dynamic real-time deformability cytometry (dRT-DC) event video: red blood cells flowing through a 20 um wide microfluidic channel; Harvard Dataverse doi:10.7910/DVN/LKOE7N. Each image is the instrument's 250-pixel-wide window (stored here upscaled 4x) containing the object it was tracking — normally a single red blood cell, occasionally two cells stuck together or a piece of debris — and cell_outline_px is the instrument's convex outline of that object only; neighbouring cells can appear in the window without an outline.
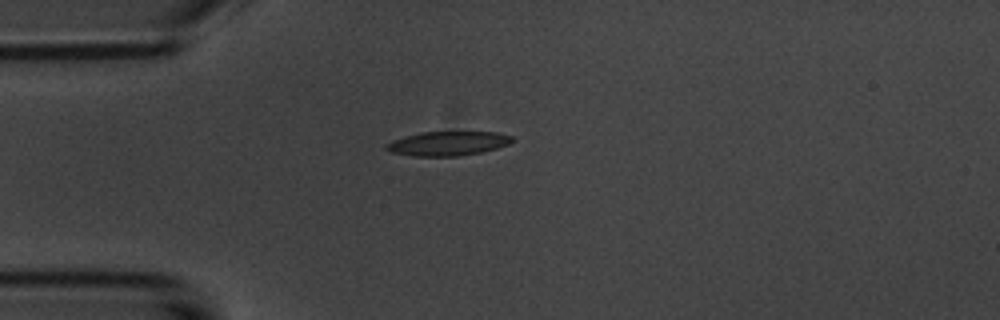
{"species": "common noctule bat (a hibernating species)", "species_latin": "Nyctalus noctula", "temperature_condition": "room temperature", "stored_images_in_passage": 41, "camera_frame_rate_fps": 3000, "um_per_image_px": 0.085, "animal": {"sex": "male", "body_mass_g": 20.1, "forearm_length_mm": 53.5}, "frame": {"image": 1, "passage_image": 1, "time_ms": 0.0, "image_size_px": [1000, 320], "cell_outline_px": [[512, 140], [508, 144], [496, 148], [480, 152], [460, 156], [412, 156], [392, 152], [384, 148], [384, 144], [392, 140], [424, 132], [496, 132], [512, 136]], "centroid_in_image_um": [38.03, 12.2], "position_along_channel_um": 47.0, "area_um2": 17.57}}
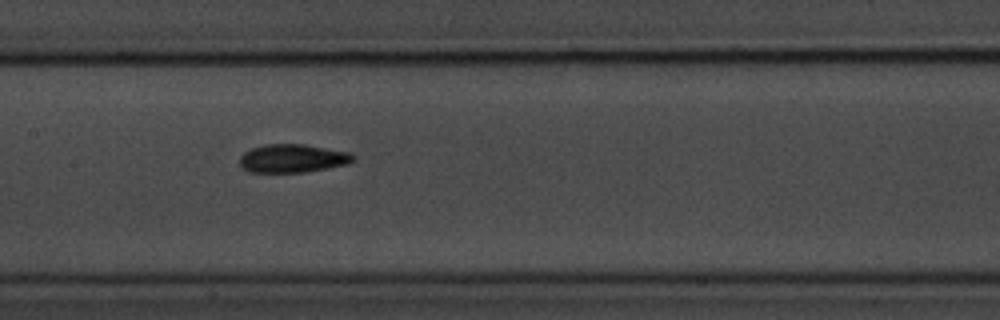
{"frame": {"image": 2, "passage_image": 13, "time_ms": 4.0, "image_size_px": [1000, 320], "cell_outline_px": [[356, 160], [348, 164], [304, 172], [248, 172], [240, 164], [240, 156], [244, 152], [252, 148], [268, 144], [304, 144], [352, 152], [356, 156]], "centroid_in_image_um": [24.93, 13.45], "position_along_channel_um": 182.5, "area_um2": 18.84}}
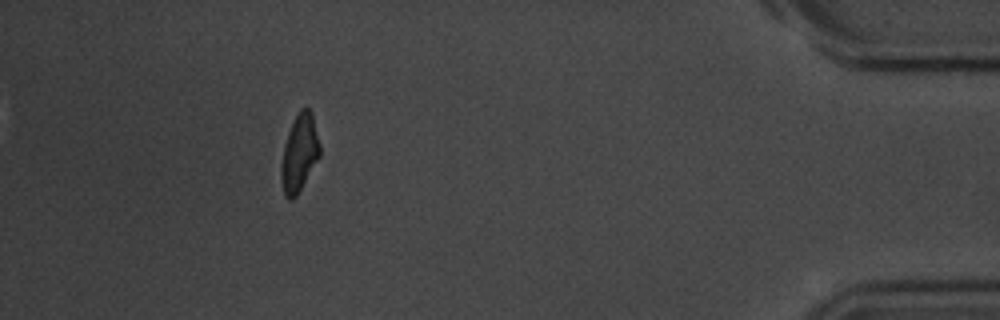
{"frame": {"image": 3, "passage_image": 36, "time_ms": 11.667, "image_size_px": [1000, 320], "cell_outline_px": [[320, 156], [296, 196], [292, 200], [288, 200], [284, 196], [280, 176], [280, 168], [284, 144], [288, 132], [300, 108], [308, 108], [312, 112], [320, 144]], "centroid_in_image_um": [25.44, 13.03], "position_along_channel_um": 409.8, "area_um2": 17.4}, "authors_computed_cell_mechanics": {"area_um2": 18.0336, "velocity_mm_per_s": 3.71, "shape_relaxation_time_tau1_ms": 3.7688, "shape_relaxation_time_tau2_ms": 4.1886, "deformation_change_tau1": 0.1368, "deformation_change_tau2": 0.1044}}